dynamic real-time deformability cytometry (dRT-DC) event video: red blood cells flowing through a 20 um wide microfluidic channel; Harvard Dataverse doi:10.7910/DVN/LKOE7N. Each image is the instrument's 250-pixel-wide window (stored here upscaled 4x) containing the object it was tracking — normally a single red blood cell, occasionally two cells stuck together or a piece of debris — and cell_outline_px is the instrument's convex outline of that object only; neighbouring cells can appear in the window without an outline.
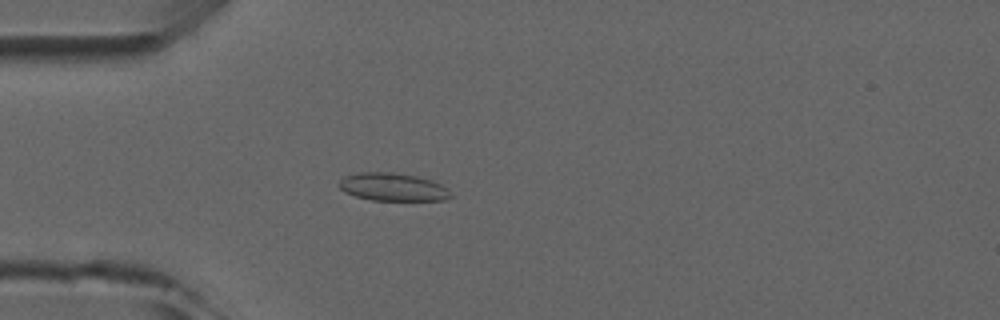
{"species": "common noctule bat (a hibernating species)", "species_latin": "Nyctalus noctula", "temperature_condition": "room temperature", "stored_images_in_passage": 4, "camera_frame_rate_fps": 3000, "um_per_image_px": 0.085, "animal": {"sex": "male", "forearm_length_mm": 52.5}, "frame": {"image": 1, "passage_image": 4, "time_ms": 3.333, "image_size_px": [1000, 320], "cell_outline_px": [[452, 196], [444, 200], [372, 200], [356, 196], [344, 192], [340, 188], [340, 180], [344, 176], [360, 172], [392, 172], [416, 176], [432, 180], [448, 188]], "centroid_in_image_um": [33.4, 15.89], "position_along_channel_um": 51.6, "area_um2": 18.09}}